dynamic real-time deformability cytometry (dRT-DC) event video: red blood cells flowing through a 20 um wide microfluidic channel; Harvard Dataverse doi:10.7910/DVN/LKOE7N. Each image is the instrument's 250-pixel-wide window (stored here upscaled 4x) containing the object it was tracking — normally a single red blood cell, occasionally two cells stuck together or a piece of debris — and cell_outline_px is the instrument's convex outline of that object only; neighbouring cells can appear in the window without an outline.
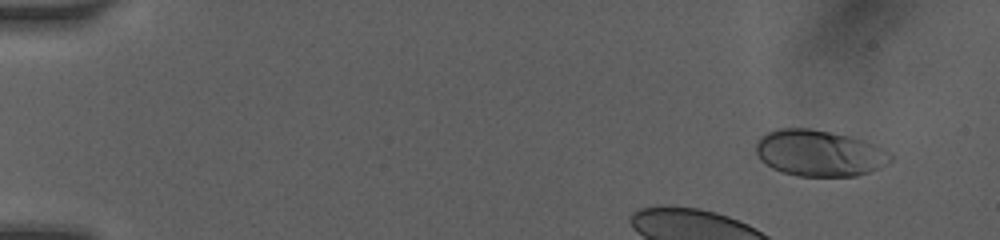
{"species": "human", "species_latin": "Homo sapiens", "temperature_condition": "room temperature", "stored_images_in_passage": 9, "camera_frame_rate_fps": 3000, "um_per_image_px": 0.085, "donor": {"sex": "female"}, "frame": {"image": 1, "passage_image": 1, "time_ms": 0.0, "image_size_px": [1000, 240], "cell_outline_px": [[892, 160], [868, 172], [856, 176], [796, 176], [772, 168], [760, 160], [756, 152], [756, 140], [760, 136], [768, 132], [780, 128], [808, 128], [848, 136], [864, 140], [876, 144], [888, 152], [892, 156]], "centroid_in_image_um": [69.6, 13.01], "position_along_channel_um": 15.4, "area_um2": 36.13}}
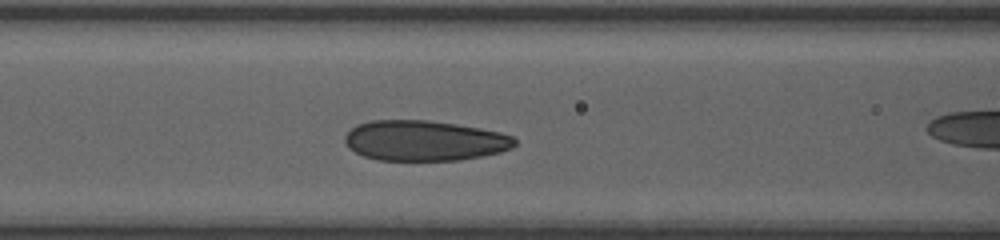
{"frame": {"image": 2, "passage_image": 6, "time_ms": 5.0, "image_size_px": [1000, 240], "cell_outline_px": [[516, 144], [512, 148], [500, 152], [484, 156], [460, 160], [380, 160], [364, 156], [348, 148], [344, 140], [344, 136], [356, 124], [372, 120], [428, 120], [456, 124], [480, 128], [500, 132], [512, 136], [516, 140]], "centroid_in_image_um": [36.08, 11.95], "position_along_channel_um": 130.5, "area_um2": 40.06}}
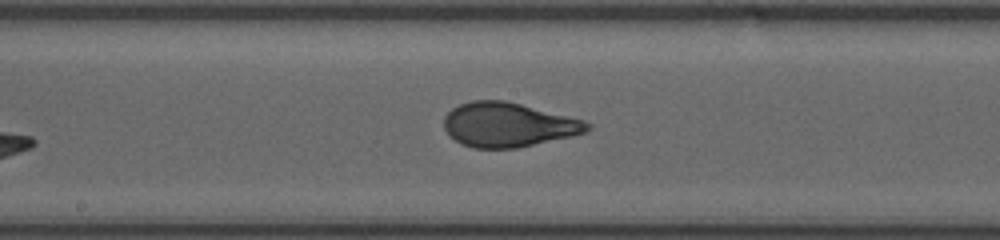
{"frame": {"image": 3, "passage_image": 9, "time_ms": 8.0, "image_size_px": [1000, 240], "cell_outline_px": [[592, 128], [584, 132], [572, 136], [516, 148], [472, 148], [460, 144], [448, 136], [444, 128], [444, 116], [452, 108], [460, 104], [472, 100], [504, 100], [584, 120], [592, 124]], "centroid_in_image_um": [43.16, 10.61], "position_along_channel_um": 205.0, "area_um2": 37.05}}